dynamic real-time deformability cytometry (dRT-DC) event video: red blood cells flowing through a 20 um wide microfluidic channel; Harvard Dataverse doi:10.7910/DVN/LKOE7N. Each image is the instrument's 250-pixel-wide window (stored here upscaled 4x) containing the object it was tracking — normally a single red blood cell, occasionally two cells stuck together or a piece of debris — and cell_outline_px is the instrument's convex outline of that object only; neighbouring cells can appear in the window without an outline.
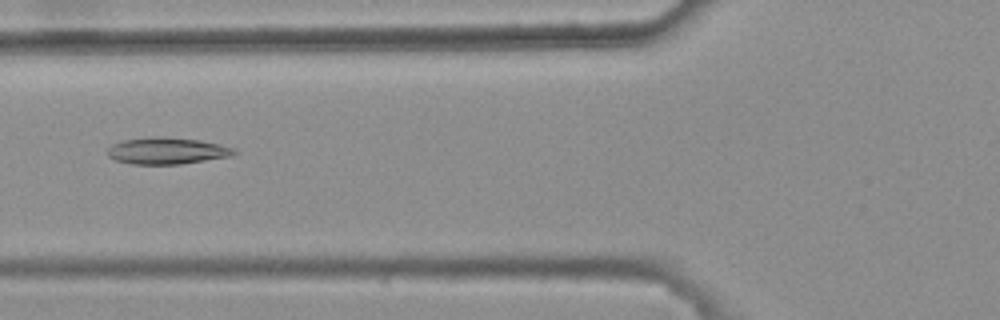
{"species": "common noctule bat (a hibernating species)", "species_latin": "Nyctalus noctula", "temperature_condition": "warm", "stored_images_in_passage": 6, "camera_frame_rate_fps": 3000, "um_per_image_px": 0.085, "animal": {"sex": "female", "body_mass_g": 25.1}, "frame": {"image": 1, "passage_image": 3, "time_ms": 0.667, "image_size_px": [1000, 320], "cell_outline_px": [[240, 152], [232, 156], [180, 164], [132, 164], [116, 160], [108, 156], [108, 148], [112, 144], [124, 140], [152, 136], [156, 136], [200, 140], [220, 144], [236, 148]], "centroid_in_image_um": [14.24, 12.81], "position_along_channel_um": 111.6, "area_um2": 19.77}}
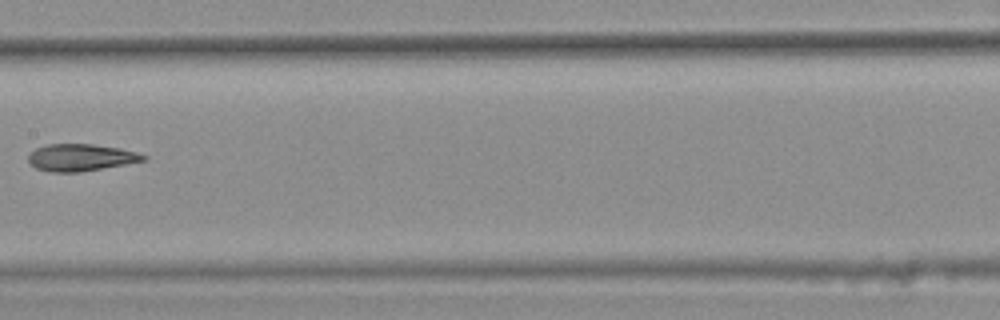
{"frame": {"image": 2, "passage_image": 5, "time_ms": 1.333, "image_size_px": [1000, 320], "cell_outline_px": [[148, 160], [76, 172], [52, 172], [36, 168], [28, 160], [28, 156], [36, 148], [48, 144], [92, 144], [120, 148], [136, 152], [148, 156]], "centroid_in_image_um": [6.88, 13.38], "position_along_channel_um": 200.5, "area_um2": 17.86}}
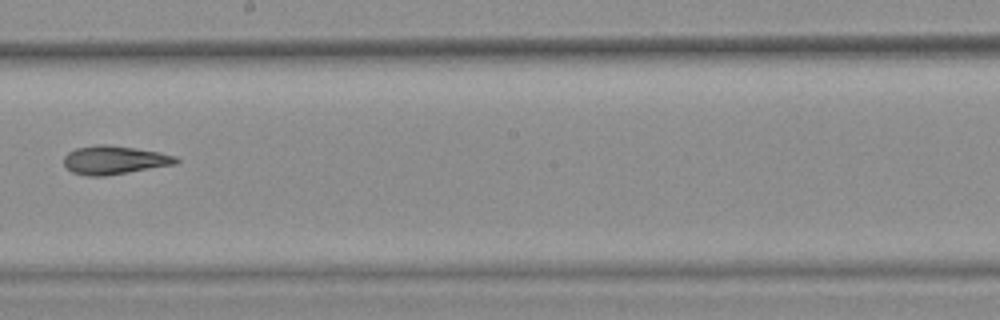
{"frame": {"image": 3, "passage_image": 6, "time_ms": 1.667, "image_size_px": [1000, 320], "cell_outline_px": [[180, 160], [176, 164], [104, 176], [88, 176], [72, 172], [64, 164], [64, 156], [68, 152], [76, 148], [100, 144], [108, 144], [160, 152], [176, 156]], "centroid_in_image_um": [9.72, 13.6], "position_along_channel_um": 238.5, "area_um2": 18.55}}